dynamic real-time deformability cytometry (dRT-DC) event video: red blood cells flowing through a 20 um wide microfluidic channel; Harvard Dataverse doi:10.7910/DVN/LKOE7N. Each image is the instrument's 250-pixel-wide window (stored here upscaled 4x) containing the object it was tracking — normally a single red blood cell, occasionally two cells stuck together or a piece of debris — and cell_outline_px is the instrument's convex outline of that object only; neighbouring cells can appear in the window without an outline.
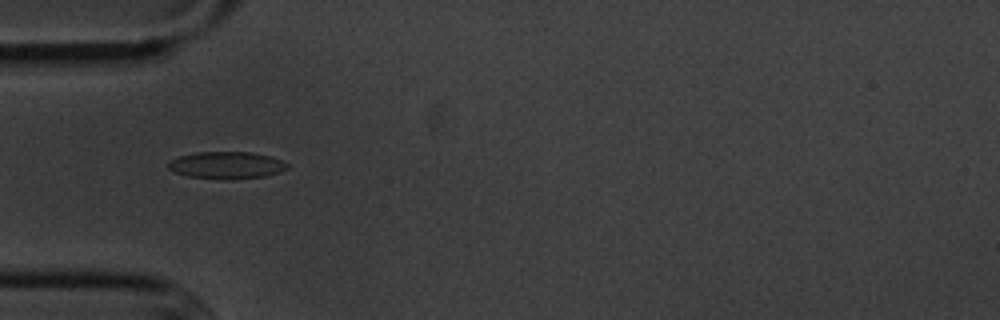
{"species": "common noctule bat (a hibernating species)", "species_latin": "Nyctalus noctula", "temperature_condition": "cold", "stored_images_in_passage": 39, "camera_frame_rate_fps": 3000, "um_per_image_px": 0.085, "animal": {"sex": "male", "body_mass_g": 20.1, "forearm_length_mm": 53.5}, "frame": {"image": 1, "passage_image": 1, "time_ms": 0.0, "image_size_px": [1000, 320], "cell_outline_px": [[288, 168], [280, 172], [264, 176], [232, 180], [224, 180], [188, 176], [172, 172], [168, 168], [168, 164], [172, 160], [180, 156], [196, 152], [252, 152], [272, 156], [288, 164]], "centroid_in_image_um": [19.27, 14.05], "position_along_channel_um": 65.7, "area_um2": 18.96}}
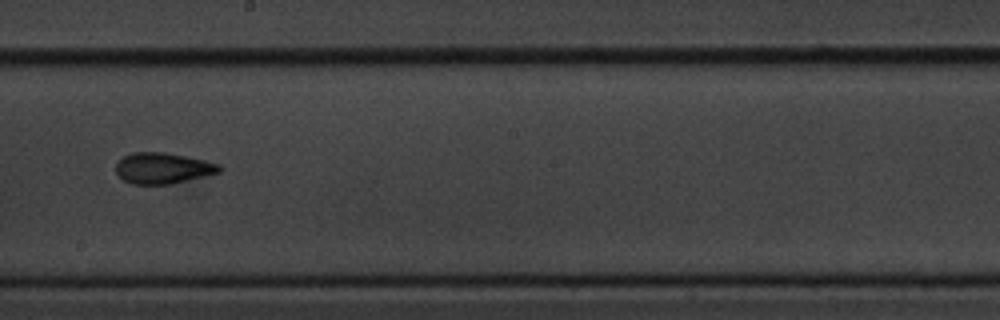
{"frame": {"image": 2, "passage_image": 15, "time_ms": 4.667, "image_size_px": [1000, 320], "cell_outline_px": [[224, 168], [220, 172], [172, 184], [132, 184], [124, 180], [116, 172], [116, 164], [124, 156], [132, 152], [164, 152], [204, 160], [220, 164]], "centroid_in_image_um": [13.86, 14.29], "position_along_channel_um": 234.3, "area_um2": 18.61}}
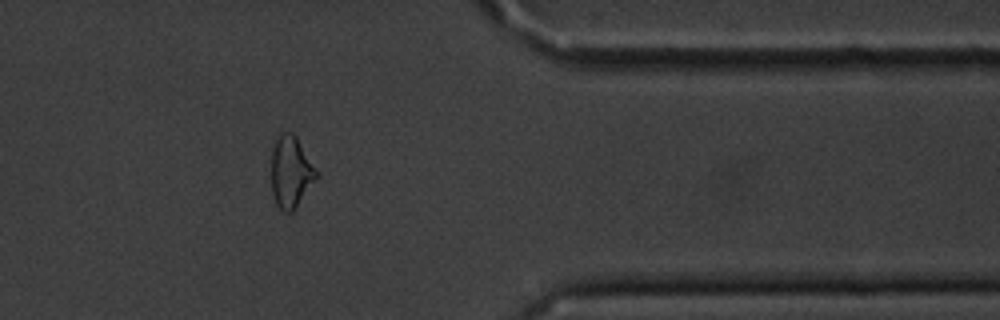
{"frame": {"image": 3, "passage_image": 29, "time_ms": 9.333, "image_size_px": [1000, 320], "cell_outline_px": [[320, 176], [296, 208], [292, 212], [284, 212], [276, 204], [272, 192], [272, 152], [276, 140], [284, 132], [292, 132], [296, 136], [320, 172]], "centroid_in_image_um": [24.78, 14.64], "position_along_channel_um": 386.6, "area_um2": 19.07}, "authors_computed_cell_mechanics": {"area_um2": 18.6694, "velocity_mm_per_s": 3.6112, "shape_relaxation_time_tau1_ms": 4.5613, "shape_relaxation_time_tau2_ms": 1.5174, "deformation_change_tau1": 0.1085, "deformation_change_tau2": 0.0856}}